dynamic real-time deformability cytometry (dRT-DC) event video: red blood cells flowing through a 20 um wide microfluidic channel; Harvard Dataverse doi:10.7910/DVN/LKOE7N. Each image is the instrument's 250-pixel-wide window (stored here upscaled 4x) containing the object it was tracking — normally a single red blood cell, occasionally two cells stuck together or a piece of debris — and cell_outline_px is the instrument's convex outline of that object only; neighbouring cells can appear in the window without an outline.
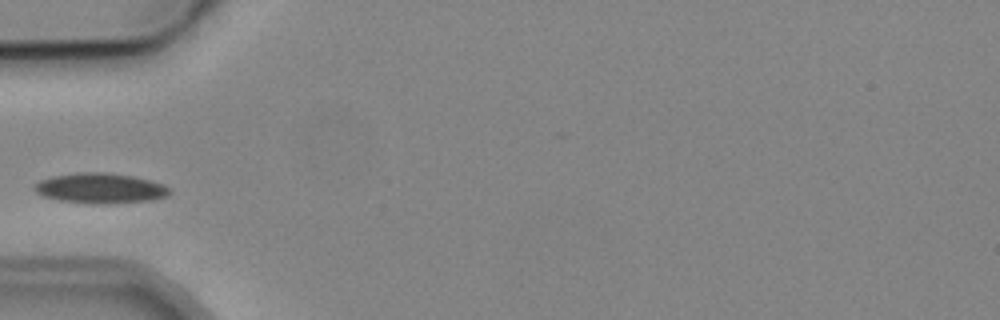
{"species": "common noctule bat (a hibernating species)", "species_latin": "Nyctalus noctula", "temperature_condition": "cold", "stored_images_in_passage": 1, "camera_frame_rate_fps": 3000, "um_per_image_px": 0.085, "animal": {"sex": "male", "body_mass_g": 19.2, "forearm_length_mm": 51.8}, "frame": {"image": 1, "passage_image": 1, "time_ms": 0.0, "image_size_px": [1000, 320], "cell_outline_px": [[172, 192], [168, 196], [148, 200], [104, 204], [92, 204], [60, 200], [44, 196], [36, 192], [32, 188], [32, 184], [40, 180], [52, 176], [80, 172], [104, 172], [132, 176], [164, 184]], "centroid_in_image_um": [8.49, 16.0], "position_along_channel_um": 76.5, "area_um2": 23.76}}